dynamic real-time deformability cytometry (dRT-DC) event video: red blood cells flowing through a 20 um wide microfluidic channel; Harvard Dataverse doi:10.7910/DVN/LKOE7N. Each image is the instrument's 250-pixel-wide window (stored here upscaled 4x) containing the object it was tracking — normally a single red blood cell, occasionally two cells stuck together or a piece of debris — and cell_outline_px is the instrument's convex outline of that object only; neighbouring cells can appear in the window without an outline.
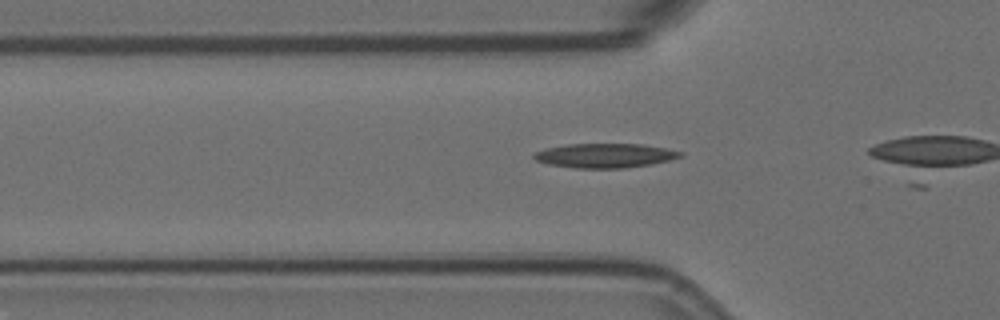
{"species": "Egyptian fruit bat (a non-hibernating species)", "species_latin": "Rousettus aegyptiacus", "temperature_condition": "room temperature", "stored_images_in_passage": 32, "camera_frame_rate_fps": 3000, "um_per_image_px": 0.085, "animal": {"sex": "female"}, "frame": {"image": 1, "passage_image": 6, "time_ms": 1.667, "image_size_px": [1000, 320], "cell_outline_px": [[684, 156], [652, 164], [624, 168], [576, 168], [548, 164], [536, 160], [532, 156], [536, 152], [544, 148], [564, 144], [644, 144], [684, 152]], "centroid_in_image_um": [51.42, 13.22], "position_along_channel_um": 74.4, "area_um2": 20.81}}
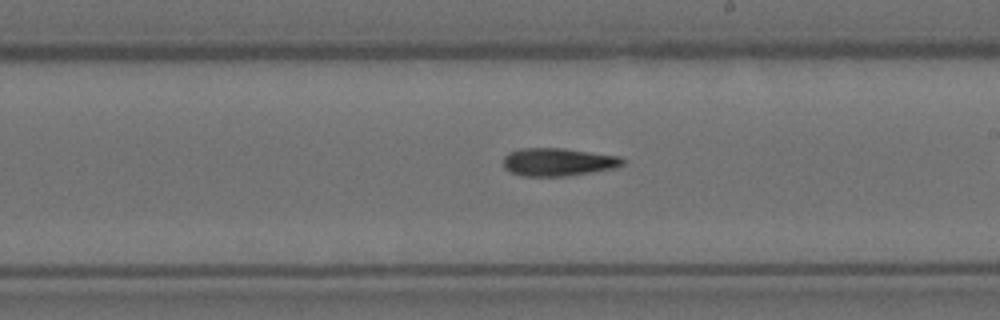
{"frame": {"image": 2, "passage_image": 20, "time_ms": 6.333, "image_size_px": [1000, 320], "cell_outline_px": [[624, 164], [616, 168], [568, 176], [524, 176], [508, 172], [504, 168], [504, 156], [508, 152], [520, 148], [564, 148], [620, 156], [624, 160]], "centroid_in_image_um": [47.43, 13.77], "position_along_channel_um": 241.6, "area_um2": 19.65}}
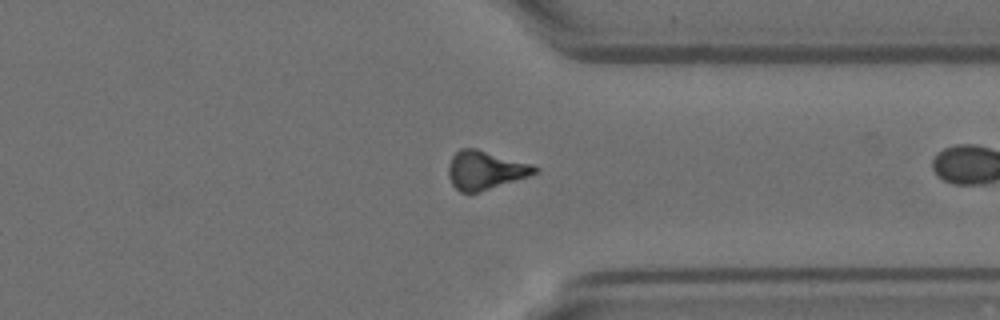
{"frame": {"image": 3, "passage_image": 31, "time_ms": 10.0, "image_size_px": [1000, 320], "cell_outline_px": [[540, 172], [528, 176], [476, 192], [460, 192], [452, 184], [448, 176], [448, 164], [452, 156], [460, 148], [476, 148], [532, 164], [540, 168]], "centroid_in_image_um": [41.24, 14.44], "position_along_channel_um": 370.2, "area_um2": 19.25}}